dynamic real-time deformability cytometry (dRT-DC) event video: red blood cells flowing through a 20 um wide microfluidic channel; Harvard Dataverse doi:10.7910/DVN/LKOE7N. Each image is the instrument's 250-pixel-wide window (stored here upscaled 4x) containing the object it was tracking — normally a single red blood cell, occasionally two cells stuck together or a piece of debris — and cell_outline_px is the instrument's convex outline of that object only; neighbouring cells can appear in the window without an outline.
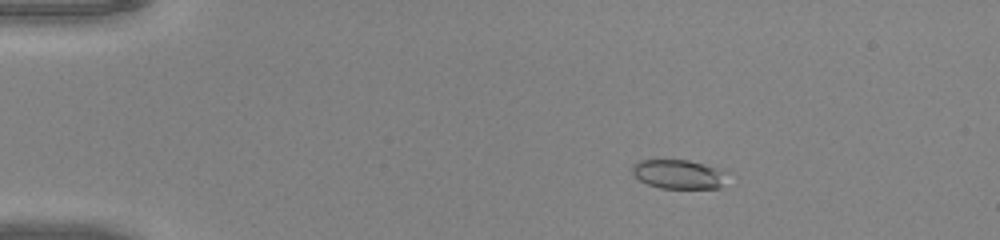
{"species": "common noctule bat (a hibernating species)", "species_latin": "Nyctalus noctula", "temperature_condition": "warm", "stored_images_in_passage": 51, "camera_frame_rate_fps": 3000, "um_per_image_px": 0.085, "animal": {"sex": "male", "body_mass_g": 20.0, "forearm_length_mm": 53.3}, "frame": {"image": 1, "passage_image": 10, "time_ms": 3.0, "image_size_px": [1000, 240], "cell_outline_px": [[724, 172], [720, 188], [660, 188], [648, 184], [640, 180], [632, 172], [632, 164], [640, 160], [688, 160], [724, 168]], "centroid_in_image_um": [57.66, 14.79], "position_along_channel_um": 27.3, "area_um2": 16.01}}
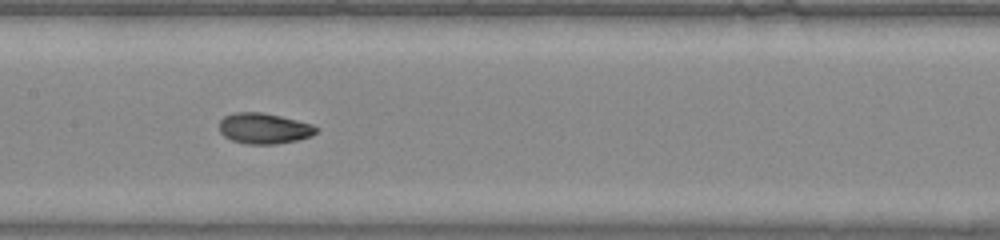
{"frame": {"image": 2, "passage_image": 27, "time_ms": 8.667, "image_size_px": [1000, 240], "cell_outline_px": [[320, 128], [312, 136], [296, 140], [276, 144], [248, 144], [232, 140], [224, 136], [220, 132], [220, 120], [224, 116], [236, 112], [260, 112], [280, 116], [312, 124]], "centroid_in_image_um": [22.45, 10.91], "position_along_channel_um": 184.9, "area_um2": 17.28}}
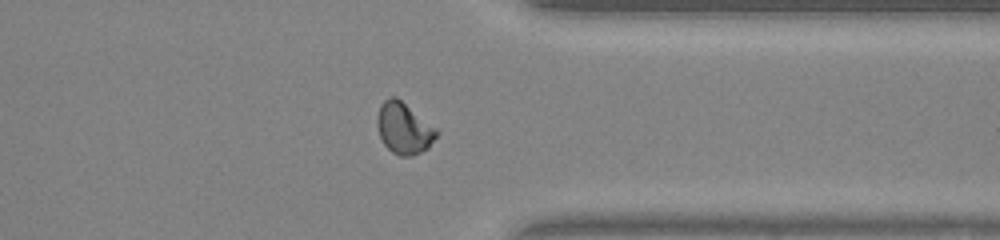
{"frame": {"image": 3, "passage_image": 41, "time_ms": 13.333, "image_size_px": [1000, 240], "cell_outline_px": [[440, 132], [428, 148], [412, 156], [400, 156], [392, 152], [384, 144], [380, 136], [376, 124], [376, 116], [380, 104], [388, 96], [396, 96], [436, 128]], "centroid_in_image_um": [34.31, 10.89], "position_along_channel_um": 377.1, "area_um2": 17.86}, "authors_computed_cell_mechanics": {"area_um2": 17.2822, "velocity_mm_per_s": 4.1811, "shape_relaxation_time_tau1_ms": 4.8109, "shape_relaxation_time_tau2_ms": 1.1051, "deformation_change_tau1": 0.166, "deformation_change_tau2": 0.0545}}